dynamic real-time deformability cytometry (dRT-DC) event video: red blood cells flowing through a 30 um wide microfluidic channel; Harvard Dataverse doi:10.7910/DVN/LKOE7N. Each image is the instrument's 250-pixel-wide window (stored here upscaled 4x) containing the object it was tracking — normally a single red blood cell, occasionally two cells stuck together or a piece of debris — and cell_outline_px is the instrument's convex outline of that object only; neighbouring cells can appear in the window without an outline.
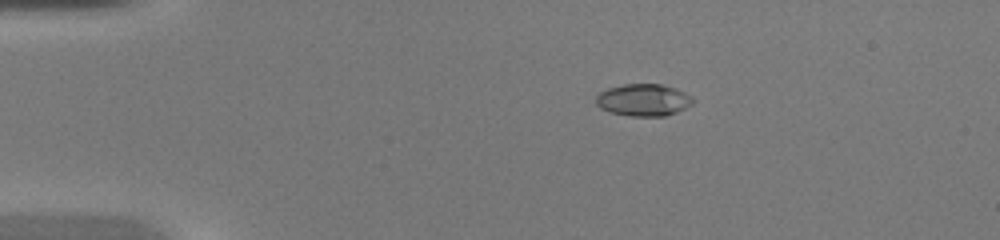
{"species": "common noctule bat (a hibernating species)", "species_latin": "Nyctalus noctula", "temperature_condition": "warm", "stored_images_in_passage": 42, "camera_frame_rate_fps": 3000, "um_per_image_px": 0.085, "animal": {"sex": "female", "body_mass_g": 20.0, "forearm_length_mm": 54.0}, "frame": {"image": 1, "passage_image": 3, "time_ms": 0.667, "image_size_px": [1000, 240], "cell_outline_px": [[696, 100], [692, 104], [676, 112], [664, 116], [628, 116], [608, 112], [600, 108], [596, 104], [596, 96], [600, 92], [608, 88], [624, 84], [660, 84], [676, 88], [692, 96]], "centroid_in_image_um": [54.69, 8.5], "position_along_channel_um": 30.3, "area_um2": 18.26}}
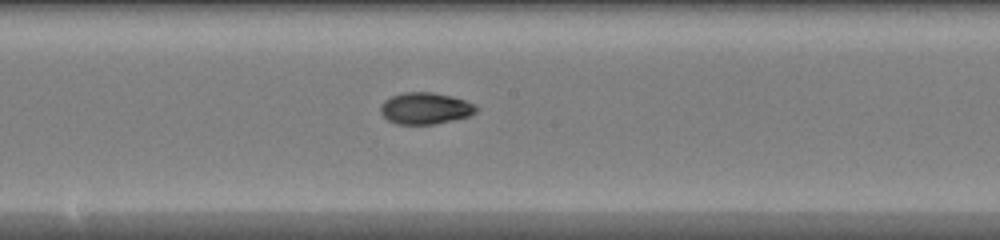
{"frame": {"image": 2, "passage_image": 20, "time_ms": 6.333, "image_size_px": [1000, 240], "cell_outline_px": [[480, 108], [476, 112], [468, 116], [452, 120], [432, 124], [396, 124], [388, 120], [380, 112], [380, 104], [384, 100], [392, 96], [404, 92], [432, 92], [452, 96], [464, 100]], "centroid_in_image_um": [36.12, 9.2], "position_along_channel_um": 212.1, "area_um2": 17.57}}
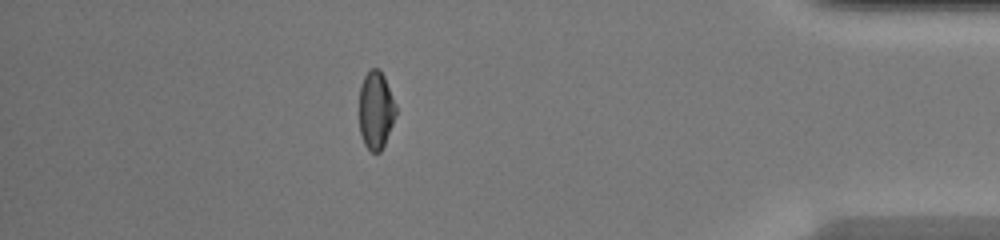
{"frame": {"image": 3, "passage_image": 36, "time_ms": 11.667, "image_size_px": [1000, 240], "cell_outline_px": [[396, 116], [384, 144], [380, 152], [372, 152], [364, 144], [360, 132], [360, 84], [364, 76], [372, 68], [380, 68], [384, 76], [396, 104]], "centroid_in_image_um": [31.95, 9.34], "position_along_channel_um": 403.2, "area_um2": 16.59}, "authors_computed_cell_mechanics": {"area_um2": 17.4267, "velocity_mm_per_s": 4.3414, "shape_relaxation_time_tau1_ms": 2.7281, "shape_relaxation_time_tau2_ms": 1.8409, "deformation_change_tau1": 0.1771, "deformation_change_tau2": 0.0557}}